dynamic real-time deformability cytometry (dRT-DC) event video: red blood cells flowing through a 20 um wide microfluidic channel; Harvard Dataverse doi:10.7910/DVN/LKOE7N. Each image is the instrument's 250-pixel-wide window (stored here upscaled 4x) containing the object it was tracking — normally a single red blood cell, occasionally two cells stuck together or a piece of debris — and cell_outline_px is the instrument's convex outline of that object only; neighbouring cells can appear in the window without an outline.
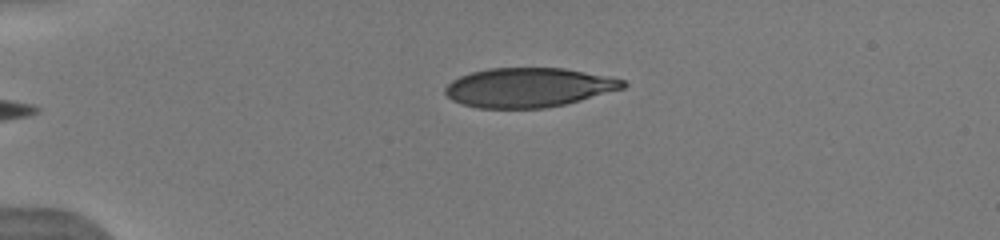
{"species": "human", "species_latin": "Homo sapiens", "temperature_condition": "warm", "stored_images_in_passage": 29, "camera_frame_rate_fps": 3000, "um_per_image_px": 0.085, "donor": {"sex": "male"}, "frame": {"image": 1, "passage_image": 1, "time_ms": 0.0, "image_size_px": [1000, 240], "cell_outline_px": [[628, 84], [624, 88], [580, 100], [564, 104], [544, 108], [476, 108], [460, 104], [452, 100], [444, 92], [444, 88], [452, 80], [460, 76], [472, 72], [488, 68], [564, 68], [624, 80]], "centroid_in_image_um": [44.88, 7.44], "position_along_channel_um": 40.1, "area_um2": 40.58}}
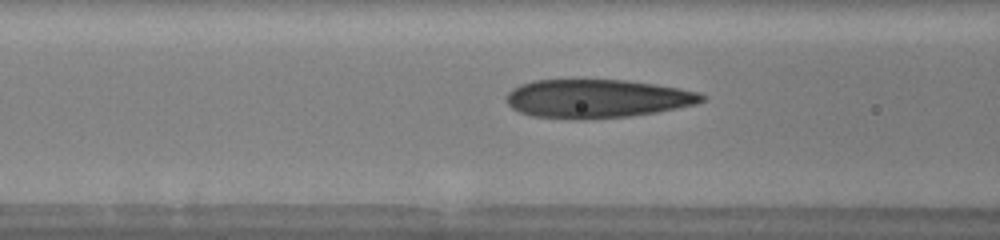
{"frame": {"image": 2, "passage_image": 9, "time_ms": 3.0, "image_size_px": [1000, 240], "cell_outline_px": [[704, 100], [696, 104], [656, 112], [628, 116], [532, 116], [520, 112], [512, 108], [508, 104], [508, 92], [512, 88], [520, 84], [536, 80], [624, 80], [656, 84], [680, 88], [696, 92], [704, 96]], "centroid_in_image_um": [50.77, 8.33], "position_along_channel_um": 115.8, "area_um2": 42.31}, "authors_computed_cell_mechanics": {"area_um2": 43.061, "velocity_mm_per_s": 4.1261, "shape_relaxation_time_tau1_ms": 4.6236, "shape_relaxation_time_tau2_ms": 0.8992, "deformation_change_tau1": 0.2188, "deformation_change_tau2": 0.09}}